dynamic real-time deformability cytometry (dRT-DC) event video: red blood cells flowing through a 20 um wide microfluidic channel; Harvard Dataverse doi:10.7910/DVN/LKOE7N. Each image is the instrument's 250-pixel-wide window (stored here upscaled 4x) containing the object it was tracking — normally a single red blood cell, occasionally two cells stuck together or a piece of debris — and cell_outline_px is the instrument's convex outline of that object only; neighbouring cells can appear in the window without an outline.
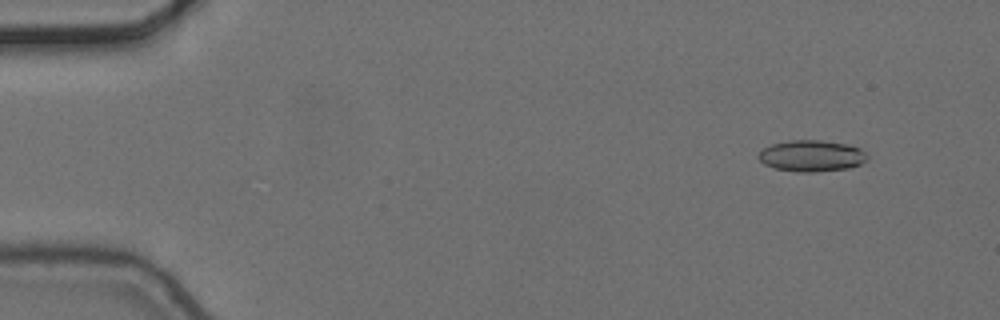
{"species": "common noctule bat (a hibernating species)", "species_latin": "Nyctalus noctula", "temperature_condition": "cold", "stored_images_in_passage": 5, "camera_frame_rate_fps": 3000, "um_per_image_px": 0.085, "animal": {"sex": "female", "body_mass_g": 24.6, "forearm_length_mm": 56.2}, "frame": {"image": 1, "passage_image": 2, "time_ms": 0.333, "image_size_px": [1000, 320], "cell_outline_px": [[868, 160], [860, 164], [848, 168], [816, 172], [796, 172], [776, 168], [764, 164], [756, 156], [764, 148], [772, 144], [792, 140], [820, 140], [848, 144], [860, 148], [868, 156]], "centroid_in_image_um": [69.0, 13.25], "position_along_channel_um": 16.0, "area_um2": 19.88}}